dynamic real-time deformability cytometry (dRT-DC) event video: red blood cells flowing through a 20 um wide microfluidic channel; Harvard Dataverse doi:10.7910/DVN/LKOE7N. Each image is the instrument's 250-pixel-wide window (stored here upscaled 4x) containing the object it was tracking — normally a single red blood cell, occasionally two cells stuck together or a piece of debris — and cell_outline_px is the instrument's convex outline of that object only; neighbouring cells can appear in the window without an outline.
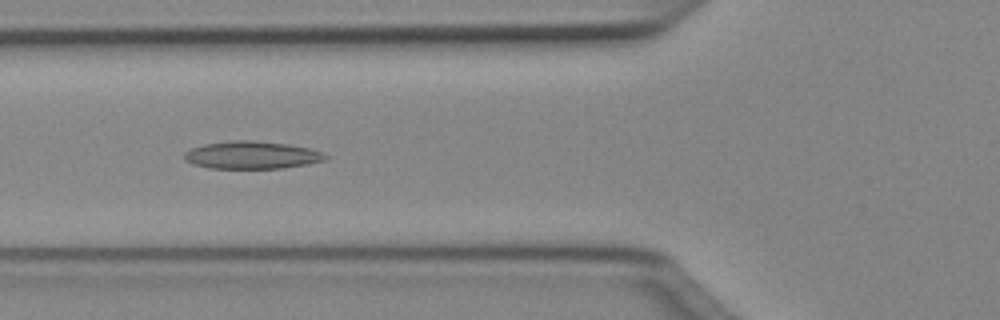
{"species": "Egyptian fruit bat (a non-hibernating species)", "species_latin": "Rousettus aegyptiacus", "temperature_condition": "cold", "stored_images_in_passage": 36, "camera_frame_rate_fps": 3000, "um_per_image_px": 0.085, "animal": {"sex": "female"}, "frame": {"image": 1, "passage_image": 12, "time_ms": 3.667, "image_size_px": [1000, 320], "cell_outline_px": [[328, 156], [324, 160], [308, 164], [284, 168], [208, 168], [192, 164], [184, 160], [184, 152], [192, 148], [204, 144], [232, 140], [252, 140], [288, 144], [308, 148], [324, 152]], "centroid_in_image_um": [21.39, 13.18], "position_along_channel_um": 104.4, "area_um2": 22.77}}
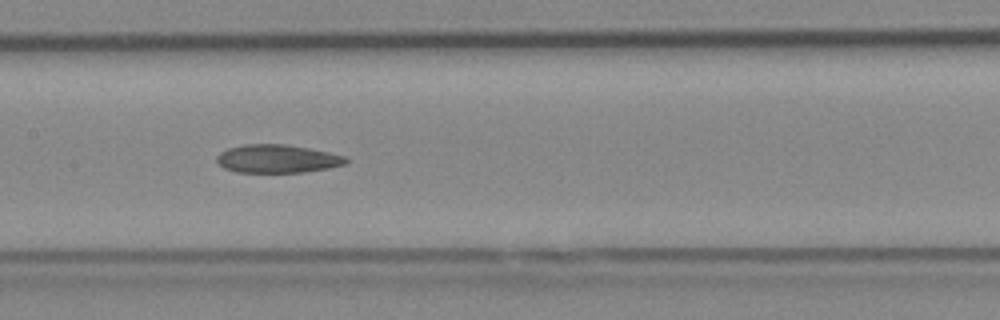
{"frame": {"image": 2, "passage_image": 18, "time_ms": 5.667, "image_size_px": [1000, 320], "cell_outline_px": [[348, 164], [328, 168], [304, 172], [236, 172], [224, 168], [216, 160], [216, 156], [220, 152], [228, 148], [244, 144], [284, 144], [308, 148], [328, 152], [344, 156], [348, 160]], "centroid_in_image_um": [23.56, 13.49], "position_along_channel_um": 183.8, "area_um2": 21.21}}
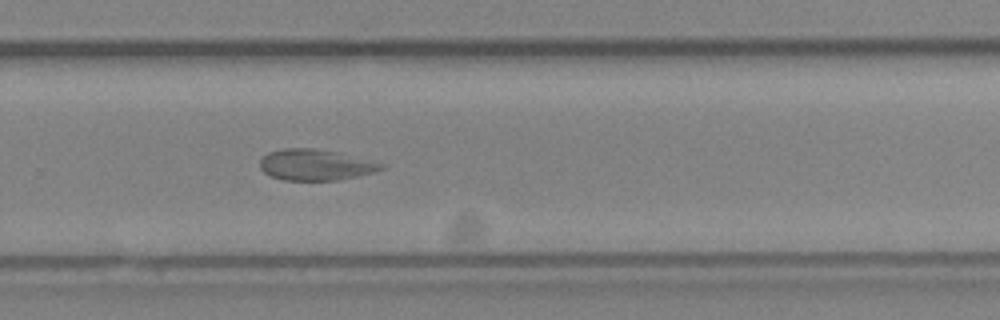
{"frame": {"image": 3, "passage_image": 27, "time_ms": 8.667, "image_size_px": [1000, 320], "cell_outline_px": [[388, 164], [384, 168], [372, 172], [356, 176], [336, 180], [284, 180], [272, 176], [264, 172], [260, 168], [260, 160], [268, 152], [284, 148], [312, 148], [340, 152]], "centroid_in_image_um": [26.84, 14.0], "position_along_channel_um": 303.0, "area_um2": 21.96}, "authors_computed_cell_mechanics": {"area_um2": 22.2819, "velocity_mm_per_s": 3.9865, "shape_relaxation_time_tau1_ms": null, "shape_relaxation_time_tau2_ms": 1.9255, "deformation_change_tau1": null, "deformation_change_tau2": 0.0553}}